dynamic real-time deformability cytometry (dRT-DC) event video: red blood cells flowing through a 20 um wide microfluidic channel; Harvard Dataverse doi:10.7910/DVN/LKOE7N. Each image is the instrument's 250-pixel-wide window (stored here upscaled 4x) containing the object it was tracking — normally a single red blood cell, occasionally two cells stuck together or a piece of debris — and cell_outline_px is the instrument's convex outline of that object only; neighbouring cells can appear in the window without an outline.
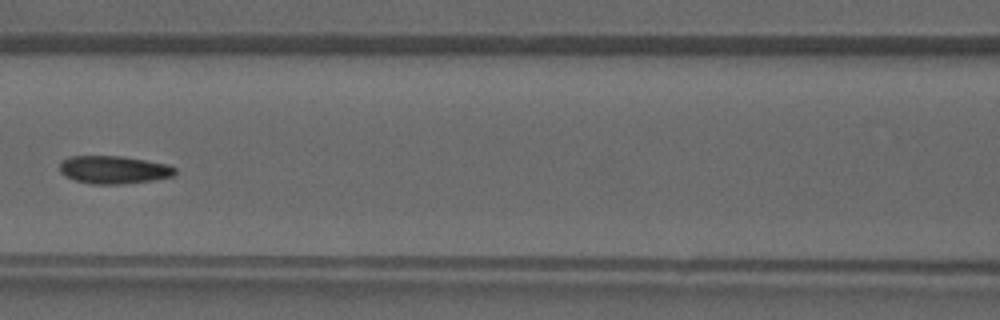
{"species": "common noctule bat (a hibernating species)", "species_latin": "Nyctalus noctula", "temperature_condition": "warm", "stored_images_in_passage": 25, "camera_frame_rate_fps": 3000, "um_per_image_px": 0.085, "animal": {"sex": "male", "forearm_length_mm": 52.5}, "frame": {"image": 1, "passage_image": 11, "time_ms": 3.333, "image_size_px": [1000, 320], "cell_outline_px": [[176, 176], [152, 180], [120, 184], [92, 184], [76, 180], [64, 176], [60, 172], [60, 164], [68, 156], [120, 156], [168, 164], [176, 168]], "centroid_in_image_um": [9.69, 14.43], "position_along_channel_um": 156.9, "area_um2": 18.73}}
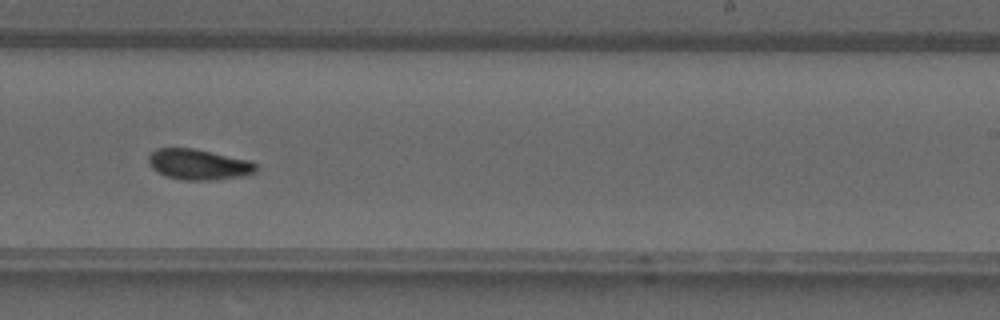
{"frame": {"image": 2, "passage_image": 18, "time_ms": 5.667, "image_size_px": [1000, 320], "cell_outline_px": [[256, 172], [244, 176], [212, 180], [184, 180], [168, 176], [156, 172], [152, 168], [148, 160], [148, 156], [156, 148], [192, 148], [248, 160], [256, 164]], "centroid_in_image_um": [16.86, 13.98], "position_along_channel_um": 272.1, "area_um2": 19.02}}
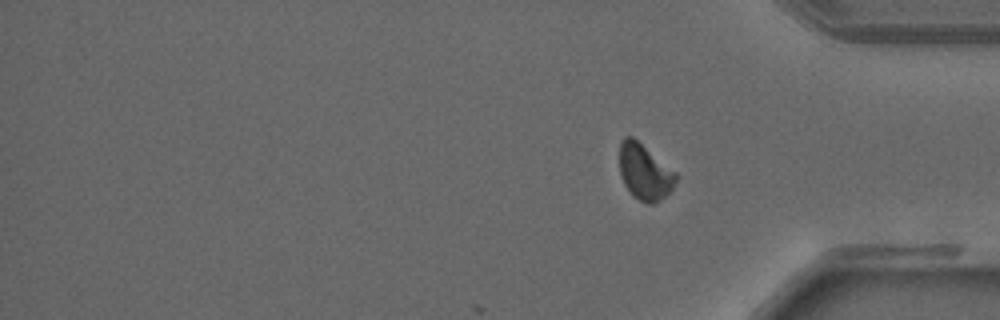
{"frame": {"image": 3, "passage_image": 25, "time_ms": 8.0, "image_size_px": [1000, 320], "cell_outline_px": [[676, 180], [672, 188], [660, 200], [652, 204], [648, 204], [632, 196], [624, 184], [620, 172], [620, 144], [624, 136], [632, 136], [676, 172]], "centroid_in_image_um": [54.78, 14.62], "position_along_channel_um": 380.4, "area_um2": 18.09}}